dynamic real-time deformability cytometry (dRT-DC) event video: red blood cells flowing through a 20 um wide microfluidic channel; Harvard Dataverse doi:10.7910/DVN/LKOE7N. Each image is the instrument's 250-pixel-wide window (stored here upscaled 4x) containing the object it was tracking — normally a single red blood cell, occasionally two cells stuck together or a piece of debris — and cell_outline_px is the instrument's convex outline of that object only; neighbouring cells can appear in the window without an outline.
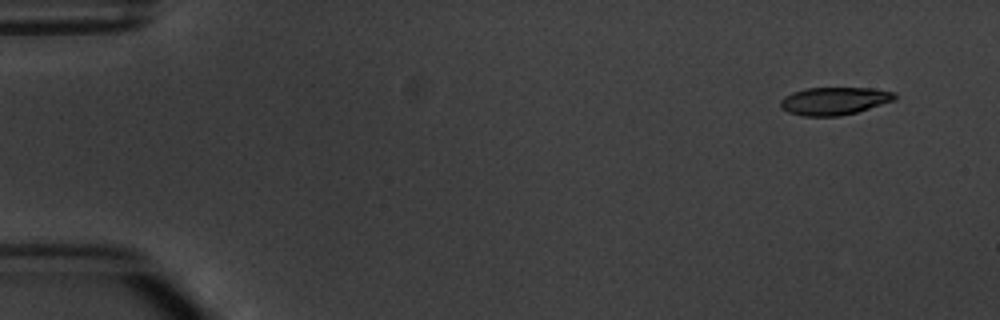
{"species": "common noctule bat (a hibernating species)", "species_latin": "Nyctalus noctula", "temperature_condition": "warm", "stored_images_in_passage": 5, "segment_of_instrument_passage": [2, 2], "camera_frame_rate_fps": 3000, "um_per_image_px": 0.085, "animal": {"sex": "male", "body_mass_g": 20.1, "forearm_length_mm": 53.5}, "frame": {"image": 1, "passage_image": 5, "time_ms": 5.667, "image_size_px": [1000, 320], "cell_outline_px": [[896, 100], [856, 112], [840, 116], [804, 116], [788, 112], [780, 108], [780, 100], [784, 96], [792, 92], [804, 88], [872, 88], [896, 92]], "centroid_in_image_um": [70.9, 8.57], "position_along_channel_um": 14.1, "area_um2": 18.61}}